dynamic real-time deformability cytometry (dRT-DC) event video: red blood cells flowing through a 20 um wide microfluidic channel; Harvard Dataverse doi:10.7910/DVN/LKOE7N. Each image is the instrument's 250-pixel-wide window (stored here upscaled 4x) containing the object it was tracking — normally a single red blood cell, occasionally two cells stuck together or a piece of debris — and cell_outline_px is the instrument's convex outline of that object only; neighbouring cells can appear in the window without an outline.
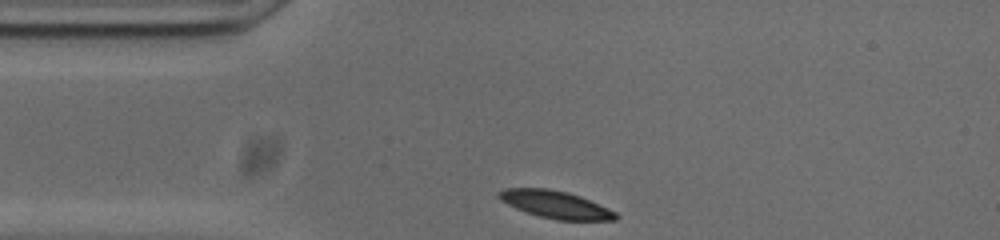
{"species": "common noctule bat (a hibernating species)", "species_latin": "Nyctalus noctula", "temperature_condition": "cold", "stored_images_in_passage": 32, "camera_frame_rate_fps": 3000, "um_per_image_px": 0.085, "animal": {"sex": "male", "body_mass_g": 20.0, "forearm_length_mm": 53.3}, "frame": {"image": 1, "passage_image": 1, "time_ms": 0.0, "image_size_px": [1000, 240], "cell_outline_px": [[620, 216], [616, 220], [556, 220], [540, 216], [516, 208], [500, 200], [496, 196], [496, 192], [504, 188], [548, 188], [568, 192], [580, 196], [608, 208], [616, 212]], "centroid_in_image_um": [47.21, 17.37], "position_along_channel_um": 37.8, "area_um2": 18.73}}
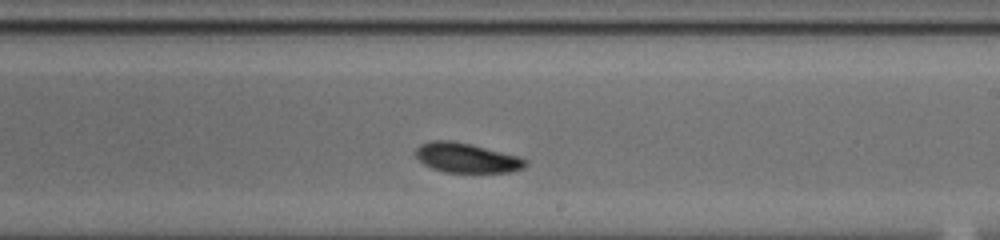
{"frame": {"image": 2, "passage_image": 20, "time_ms": 6.333, "image_size_px": [1000, 240], "cell_outline_px": [[528, 164], [524, 168], [508, 172], [444, 172], [432, 168], [424, 164], [412, 152], [420, 144], [432, 140], [448, 140], [468, 144], [520, 156], [528, 160]], "centroid_in_image_um": [39.65, 13.42], "position_along_channel_um": 249.3, "area_um2": 18.96}}
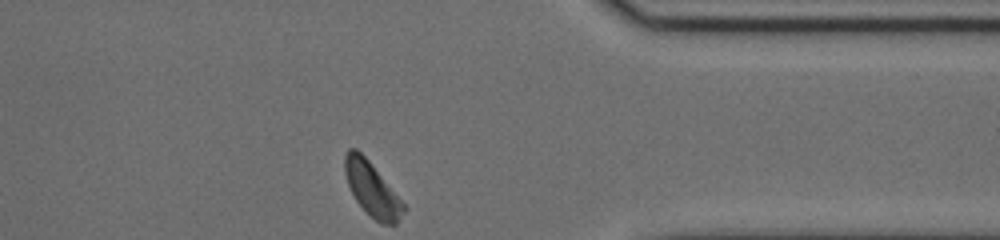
{"frame": {"image": 3, "passage_image": 32, "time_ms": 10.333, "image_size_px": [1000, 240], "cell_outline_px": [[408, 208], [396, 224], [380, 224], [356, 200], [348, 184], [344, 172], [344, 156], [348, 148], [356, 148], [368, 160]], "centroid_in_image_um": [31.63, 16.08], "position_along_channel_um": 379.8, "area_um2": 18.15}, "authors_computed_cell_mechanics": {"area_um2": 19.1896, "velocity_mm_per_s": 3.6793, "shape_relaxation_time_tau1_ms": 1.5196, "shape_relaxation_time_tau2_ms": 3.7727, "deformation_change_tau1": 0.0898, "deformation_change_tau2": 0.0853}}